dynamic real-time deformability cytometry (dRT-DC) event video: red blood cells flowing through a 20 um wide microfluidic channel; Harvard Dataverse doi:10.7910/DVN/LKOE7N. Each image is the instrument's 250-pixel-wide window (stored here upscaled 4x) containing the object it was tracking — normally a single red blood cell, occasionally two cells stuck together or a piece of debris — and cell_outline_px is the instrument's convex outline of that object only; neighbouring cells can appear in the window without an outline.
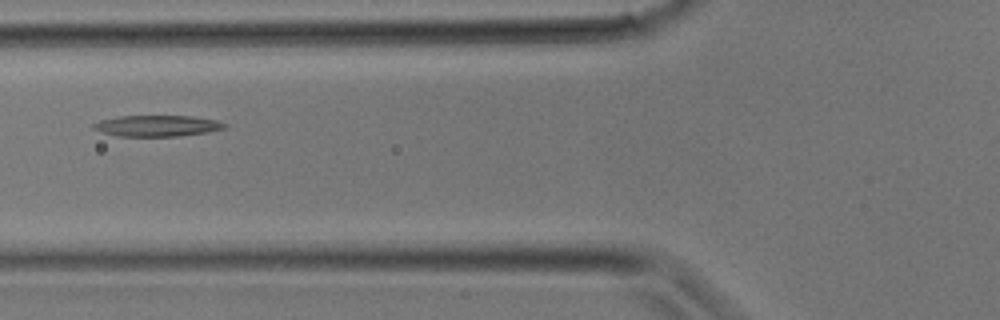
{"species": "common noctule bat (a hibernating species)", "species_latin": "Nyctalus noctula", "temperature_condition": "room temperature", "stored_images_in_passage": 12, "camera_frame_rate_fps": 3000, "um_per_image_px": 0.085, "animal": {"sex": "male", "body_mass_g": 17.9}, "frame": {"image": 1, "passage_image": 3, "time_ms": 0.667, "image_size_px": [1000, 320], "cell_outline_px": [[228, 124], [224, 128], [208, 132], [176, 136], [116, 136], [100, 132], [92, 128], [92, 124], [100, 120], [120, 116], [192, 116], [216, 120]], "centroid_in_image_um": [13.32, 10.69], "position_along_channel_um": 112.5, "area_um2": 16.13}}
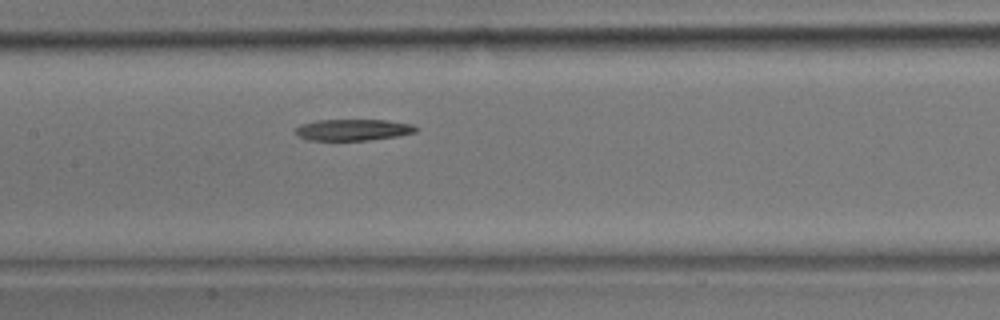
{"frame": {"image": 2, "passage_image": 6, "time_ms": 1.667, "image_size_px": [1000, 320], "cell_outline_px": [[420, 128], [416, 132], [396, 136], [368, 140], [308, 140], [292, 132], [300, 124], [316, 120], [388, 120], [412, 124]], "centroid_in_image_um": [30.0, 11.03], "position_along_channel_um": 177.4, "area_um2": 15.09}}